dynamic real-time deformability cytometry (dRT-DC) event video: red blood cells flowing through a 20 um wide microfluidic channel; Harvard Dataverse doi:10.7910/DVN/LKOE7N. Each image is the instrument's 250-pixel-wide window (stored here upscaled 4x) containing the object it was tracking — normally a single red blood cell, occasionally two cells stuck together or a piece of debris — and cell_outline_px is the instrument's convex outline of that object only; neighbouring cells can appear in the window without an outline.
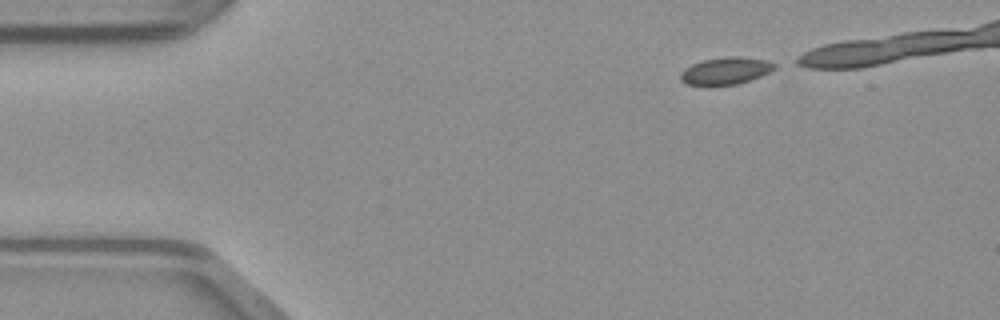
{"species": "common noctule bat (a hibernating species)", "species_latin": "Nyctalus noctula", "temperature_condition": "warm", "stored_images_in_passage": 18, "camera_frame_rate_fps": 3000, "um_per_image_px": 0.085, "animal": {"sex": "male", "body_mass_g": 23.1, "forearm_length_mm": 52.7}, "frame": {"image": 1, "passage_image": 1, "time_ms": 0.0, "image_size_px": [1000, 320], "cell_outline_px": [[776, 68], [760, 76], [736, 84], [708, 88], [688, 84], [680, 80], [680, 72], [684, 68], [692, 64], [704, 60], [724, 56], [740, 56], [768, 60], [776, 64]], "centroid_in_image_um": [61.63, 6.04], "position_along_channel_um": 23.4, "area_um2": 15.37}}
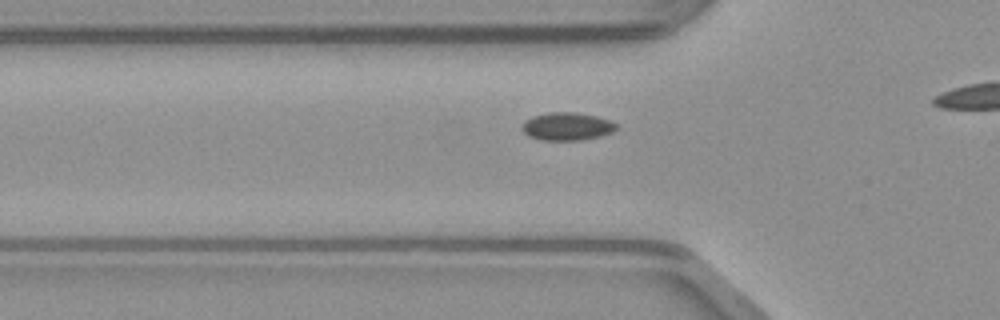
{"frame": {"image": 2, "passage_image": 10, "time_ms": 3.0, "image_size_px": [1000, 320], "cell_outline_px": [[616, 128], [612, 132], [600, 136], [580, 140], [540, 140], [528, 136], [520, 128], [524, 120], [532, 116], [548, 112], [576, 112], [596, 116], [612, 120], [616, 124]], "centroid_in_image_um": [48.16, 10.74], "position_along_channel_um": 77.6, "area_um2": 15.49}}
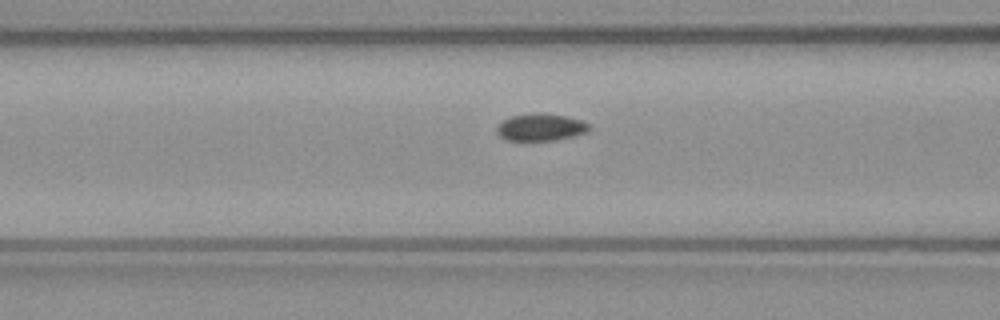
{"frame": {"image": 3, "passage_image": 13, "time_ms": 4.0, "image_size_px": [1000, 320], "cell_outline_px": [[592, 128], [588, 132], [556, 140], [504, 140], [496, 132], [496, 128], [504, 120], [512, 116], [540, 112], [568, 116], [580, 120], [588, 124]], "centroid_in_image_um": [45.98, 10.81], "position_along_channel_um": 120.6, "area_um2": 14.62}}